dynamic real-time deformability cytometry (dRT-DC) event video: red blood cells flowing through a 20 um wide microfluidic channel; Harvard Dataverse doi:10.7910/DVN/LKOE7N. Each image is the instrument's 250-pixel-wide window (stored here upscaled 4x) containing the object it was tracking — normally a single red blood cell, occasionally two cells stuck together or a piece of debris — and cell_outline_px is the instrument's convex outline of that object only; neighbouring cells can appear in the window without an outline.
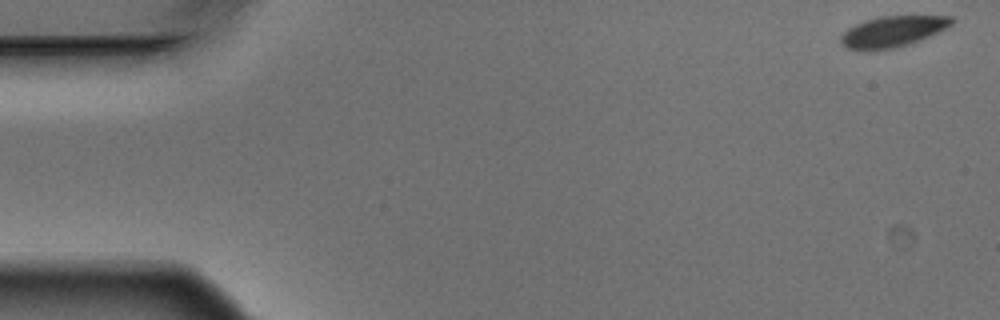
{"species": "Egyptian fruit bat (a non-hibernating species)", "species_latin": "Rousettus aegyptiacus", "temperature_condition": "warm", "stored_images_in_passage": 5, "segment_of_instrument_passage": [1, 2], "camera_frame_rate_fps": 3000, "um_per_image_px": 0.085, "animal": {"sex": "male"}, "frame": {"image": 1, "passage_image": 1, "time_ms": 0.0, "image_size_px": [1000, 320], "cell_outline_px": [[956, 20], [952, 24], [920, 40], [908, 44], [892, 48], [868, 52], [848, 48], [840, 44], [840, 36], [848, 28], [864, 20], [880, 16], [952, 16]], "centroid_in_image_um": [75.82, 2.69], "position_along_channel_um": 9.2, "area_um2": 20.0}}